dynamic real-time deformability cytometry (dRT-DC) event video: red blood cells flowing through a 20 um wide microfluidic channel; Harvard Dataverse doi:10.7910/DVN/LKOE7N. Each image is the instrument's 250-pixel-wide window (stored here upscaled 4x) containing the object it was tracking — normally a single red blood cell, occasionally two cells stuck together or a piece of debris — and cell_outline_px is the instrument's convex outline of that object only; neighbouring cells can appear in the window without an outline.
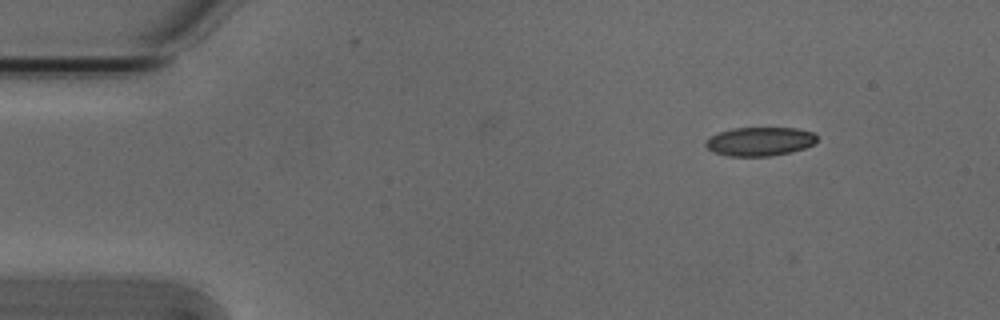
{"species": "Egyptian fruit bat (a non-hibernating species)", "species_latin": "Rousettus aegyptiacus", "temperature_condition": "cold", "stored_images_in_passage": 4, "camera_frame_rate_fps": 3000, "um_per_image_px": 0.085, "animal": {"sex": "male"}, "frame": {"image": 1, "passage_image": 2, "time_ms": 0.333, "image_size_px": [1000, 320], "cell_outline_px": [[816, 140], [812, 144], [804, 148], [772, 156], [728, 156], [712, 152], [704, 144], [712, 136], [720, 132], [732, 128], [796, 128], [812, 132], [816, 136]], "centroid_in_image_um": [64.56, 12.03], "position_along_channel_um": 20.4, "area_um2": 18.44}}